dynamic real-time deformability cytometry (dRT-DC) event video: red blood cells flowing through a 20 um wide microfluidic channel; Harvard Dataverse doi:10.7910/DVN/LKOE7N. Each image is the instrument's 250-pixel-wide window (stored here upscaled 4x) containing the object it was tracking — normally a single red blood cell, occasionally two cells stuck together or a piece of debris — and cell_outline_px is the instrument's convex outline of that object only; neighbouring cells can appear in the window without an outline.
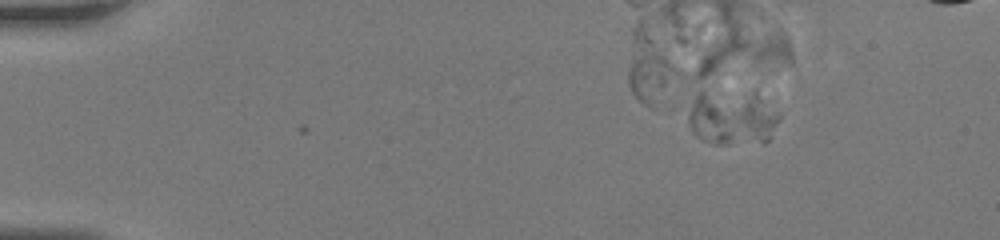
{"species": "human", "species_latin": "Homo sapiens", "temperature_condition": "room temperature", "stored_images_in_passage": 2, "camera_frame_rate_fps": 3000, "um_per_image_px": 0.085, "donor": {"sex": "female"}, "frame": {"image": 1, "passage_image": 1, "time_ms": 0.0, "image_size_px": [1000, 240], "cell_outline_px": [[780, 116], [768, 140], [764, 144], [712, 144], [696, 136], [692, 132], [688, 120], [688, 116], [692, 104], [696, 96], [700, 92], [756, 88], [780, 112]], "centroid_in_image_um": [62.31, 9.94], "position_along_channel_um": 22.7, "area_um2": 30.46}}